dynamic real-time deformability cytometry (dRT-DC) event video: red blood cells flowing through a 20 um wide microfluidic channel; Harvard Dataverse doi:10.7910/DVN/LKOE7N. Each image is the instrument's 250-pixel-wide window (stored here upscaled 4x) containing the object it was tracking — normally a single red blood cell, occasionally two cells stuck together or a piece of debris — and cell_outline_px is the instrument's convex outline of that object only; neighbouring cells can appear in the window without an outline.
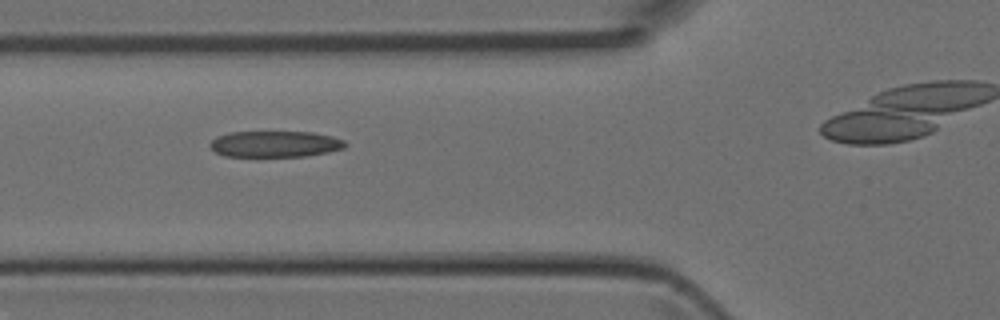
{"species": "Egyptian fruit bat (a non-hibernating species)", "species_latin": "Rousettus aegyptiacus", "temperature_condition": "room temperature", "stored_images_in_passage": 3, "camera_frame_rate_fps": 3000, "um_per_image_px": 0.085, "animal": {"sex": "female"}, "frame": {"image": 1, "passage_image": 2, "time_ms": 0.333, "image_size_px": [1000, 320], "cell_outline_px": [[348, 144], [344, 148], [328, 152], [304, 156], [224, 156], [216, 152], [208, 144], [216, 136], [228, 132], [312, 132], [332, 136], [344, 140]], "centroid_in_image_um": [23.38, 12.23], "position_along_channel_um": 102.4, "area_um2": 20.63}}